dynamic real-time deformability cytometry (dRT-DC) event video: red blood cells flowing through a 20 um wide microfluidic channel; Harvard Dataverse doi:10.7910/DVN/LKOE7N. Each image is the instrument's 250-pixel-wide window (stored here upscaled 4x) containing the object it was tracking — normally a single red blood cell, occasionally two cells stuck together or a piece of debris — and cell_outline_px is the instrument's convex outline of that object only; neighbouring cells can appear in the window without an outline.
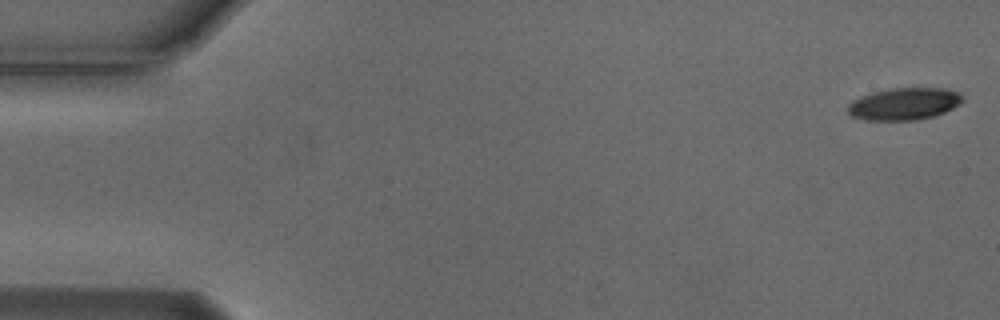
{"species": "Egyptian fruit bat (a non-hibernating species)", "species_latin": "Rousettus aegyptiacus", "temperature_condition": "cold", "stored_images_in_passage": 55, "camera_frame_rate_fps": 3000, "um_per_image_px": 0.085, "animal": {"sex": "male"}, "frame": {"image": 1, "passage_image": 1, "time_ms": 0.0, "image_size_px": [1000, 320], "cell_outline_px": [[964, 100], [960, 104], [944, 112], [932, 116], [916, 120], [864, 120], [852, 116], [848, 112], [848, 104], [852, 100], [860, 96], [872, 92], [892, 88], [948, 88], [960, 92], [964, 96]], "centroid_in_image_um": [76.87, 8.81], "position_along_channel_um": 8.1, "area_um2": 21.68}}
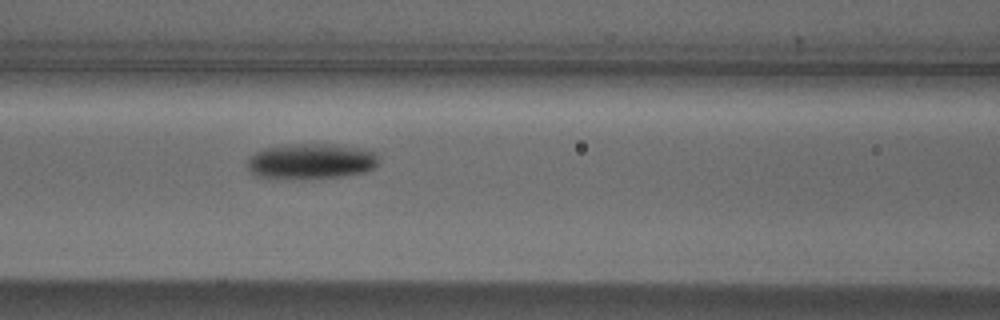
{"frame": {"image": 2, "passage_image": 23, "time_ms": 7.333, "image_size_px": [1000, 320], "cell_outline_px": [[380, 160], [368, 172], [340, 176], [256, 176], [248, 168], [248, 160], [256, 152], [264, 148], [300, 144], [332, 144], [364, 148], [376, 152]], "centroid_in_image_um": [26.55, 13.66], "position_along_channel_um": 140.1, "area_um2": 26.13}}
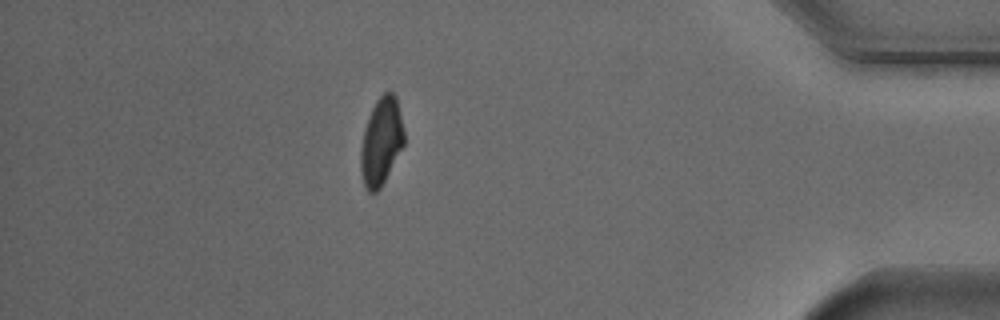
{"frame": {"image": 3, "passage_image": 48, "time_ms": 15.667, "image_size_px": [1000, 320], "cell_outline_px": [[404, 144], [380, 188], [376, 192], [368, 192], [364, 184], [360, 168], [360, 148], [364, 128], [368, 116], [376, 100], [384, 92], [392, 92], [396, 96], [404, 132]], "centroid_in_image_um": [32.38, 12.01], "position_along_channel_um": 402.8, "area_um2": 21.96}, "authors_computed_cell_mechanics": {"area_um2": 23.4668, "velocity_mm_per_s": 3.7193, "shape_relaxation_time_tau1_ms": 3.6838, "shape_relaxation_time_tau2_ms": null, "deformation_change_tau1": 0.1403, "deformation_change_tau2": null}}